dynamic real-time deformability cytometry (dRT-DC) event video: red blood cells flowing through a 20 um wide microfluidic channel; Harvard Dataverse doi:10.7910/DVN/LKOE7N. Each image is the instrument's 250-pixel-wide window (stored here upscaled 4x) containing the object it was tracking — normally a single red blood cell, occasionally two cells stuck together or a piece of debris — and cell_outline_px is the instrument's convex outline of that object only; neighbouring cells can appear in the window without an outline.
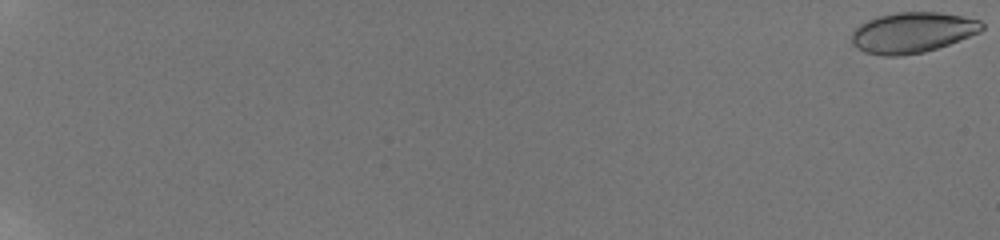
{"species": "human", "species_latin": "Homo sapiens", "temperature_condition": "room temperature", "stored_images_in_passage": 30, "camera_frame_rate_fps": 3000, "um_per_image_px": 0.085, "donor": {"sex": "male"}, "frame": {"image": 1, "passage_image": 1, "time_ms": 0.0, "image_size_px": [1000, 240], "cell_outline_px": [[984, 28], [980, 32], [948, 44], [924, 52], [900, 56], [884, 56], [864, 52], [856, 48], [852, 44], [852, 32], [860, 24], [868, 20], [880, 16], [896, 12], [940, 12], [964, 16], [980, 20], [984, 24]], "centroid_in_image_um": [77.56, 2.76], "position_along_channel_um": 7.4, "area_um2": 30.81}}
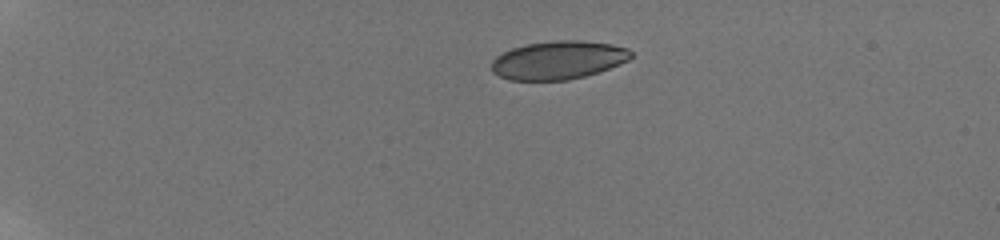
{"frame": {"image": 2, "passage_image": 15, "time_ms": 5.333, "image_size_px": [1000, 240], "cell_outline_px": [[632, 56], [628, 60], [608, 68], [584, 76], [568, 80], [508, 80], [492, 72], [492, 60], [496, 56], [512, 48], [528, 44], [552, 40], [584, 40], [612, 44], [628, 48], [632, 52]], "centroid_in_image_um": [47.44, 5.1], "position_along_channel_um": 37.6, "area_um2": 31.1}}
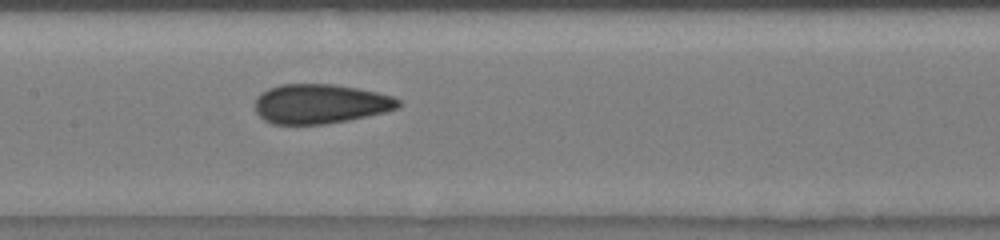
{"frame": {"image": 3, "passage_image": 27, "time_ms": 11.333, "image_size_px": [1000, 240], "cell_outline_px": [[400, 104], [396, 108], [384, 112], [324, 124], [272, 124], [264, 120], [256, 112], [256, 96], [260, 92], [268, 88], [280, 84], [332, 84], [356, 88], [376, 92], [392, 96], [400, 100]], "centroid_in_image_um": [27.16, 8.81], "position_along_channel_um": 180.2, "area_um2": 32.71}}